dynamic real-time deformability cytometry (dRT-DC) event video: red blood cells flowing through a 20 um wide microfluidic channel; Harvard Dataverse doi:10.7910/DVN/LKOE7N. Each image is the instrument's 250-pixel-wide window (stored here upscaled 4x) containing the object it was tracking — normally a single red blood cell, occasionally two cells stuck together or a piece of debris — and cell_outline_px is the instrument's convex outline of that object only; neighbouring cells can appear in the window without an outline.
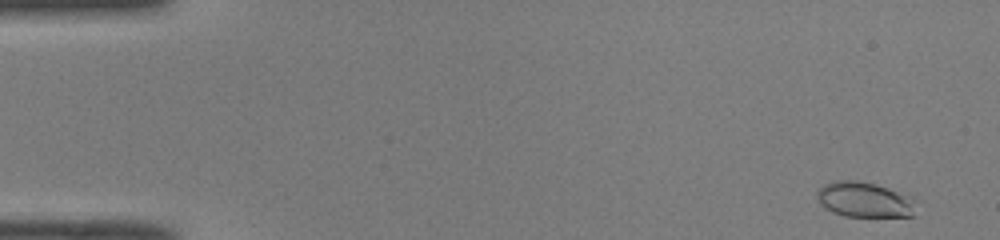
{"species": "common noctule bat (a hibernating species)", "species_latin": "Nyctalus noctula", "temperature_condition": "room temperature", "stored_images_in_passage": 50, "camera_frame_rate_fps": 3000, "um_per_image_px": 0.085, "animal": {"sex": "male", "body_mass_g": 19.0, "forearm_length_mm": 50.8}, "frame": {"image": 1, "passage_image": 2, "time_ms": 0.333, "image_size_px": [1000, 240], "cell_outline_px": [[912, 216], [844, 216], [832, 212], [824, 208], [820, 204], [816, 196], [816, 192], [824, 184], [832, 180], [856, 180], [876, 184], [912, 196]], "centroid_in_image_um": [73.39, 16.95], "position_along_channel_um": 11.6, "area_um2": 20.23}}
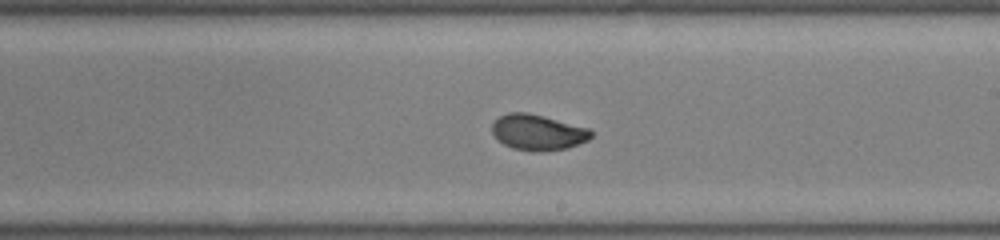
{"frame": {"image": 2, "passage_image": 29, "time_ms": 9.333, "image_size_px": [1000, 240], "cell_outline_px": [[592, 136], [588, 140], [568, 148], [544, 152], [532, 152], [512, 148], [504, 144], [492, 132], [492, 124], [500, 116], [508, 112], [528, 112], [544, 116], [588, 128], [592, 132]], "centroid_in_image_um": [45.72, 11.26], "position_along_channel_um": 243.3, "area_um2": 20.63}}
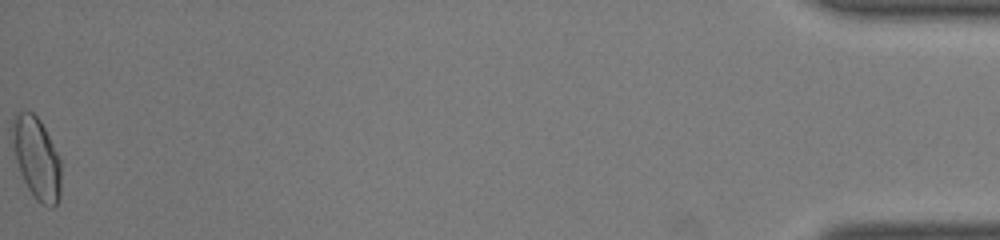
{"frame": {"image": 3, "passage_image": 50, "time_ms": 16.333, "image_size_px": [1000, 240], "cell_outline_px": [[60, 196], [56, 204], [52, 208], [48, 208], [40, 204], [36, 200], [28, 188], [20, 172], [16, 160], [12, 144], [12, 116], [16, 112], [32, 112], [40, 120], [60, 160]], "centroid_in_image_um": [3.09, 13.46], "position_along_channel_um": 432.1, "area_um2": 23.12}, "authors_computed_cell_mechanics": {"area_um2": 20.4901, "velocity_mm_per_s": 4.0784, "shape_relaxation_time_tau1_ms": 5.7227, "shape_relaxation_time_tau2_ms": 0.5785, "deformation_change_tau1": 0.1984, "deformation_change_tau2": 0.0419}}